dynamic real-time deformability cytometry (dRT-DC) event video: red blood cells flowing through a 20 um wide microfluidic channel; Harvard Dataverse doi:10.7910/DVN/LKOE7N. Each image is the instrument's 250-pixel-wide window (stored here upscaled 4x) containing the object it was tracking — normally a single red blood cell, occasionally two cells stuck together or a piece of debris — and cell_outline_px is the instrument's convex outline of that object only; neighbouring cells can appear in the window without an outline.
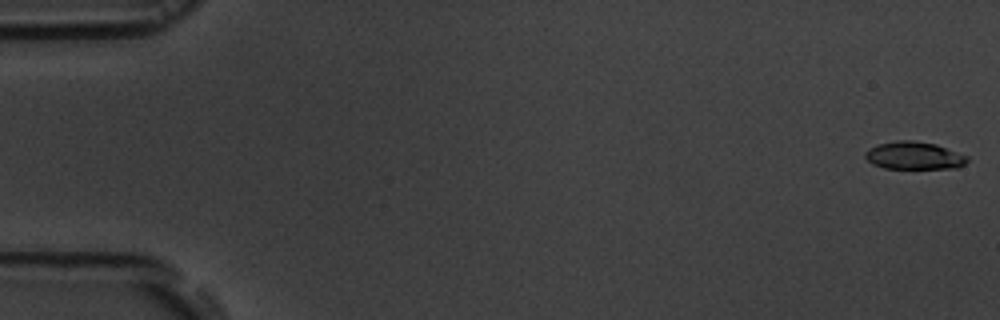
{"species": "common noctule bat (a hibernating species)", "species_latin": "Nyctalus noctula", "temperature_condition": "room temperature", "stored_images_in_passage": 55, "camera_frame_rate_fps": 3000, "um_per_image_px": 0.085, "animal": {"sex": "male", "body_mass_g": 19.5, "forearm_length_mm": 54.6}, "frame": {"image": 1, "passage_image": 1, "time_ms": 0.0, "image_size_px": [1000, 320], "cell_outline_px": [[968, 160], [964, 164], [956, 168], [884, 168], [872, 164], [864, 156], [864, 152], [876, 144], [896, 140], [912, 140], [936, 144], [968, 156]], "centroid_in_image_um": [77.67, 13.21], "position_along_channel_um": 7.3, "area_um2": 16.47}}
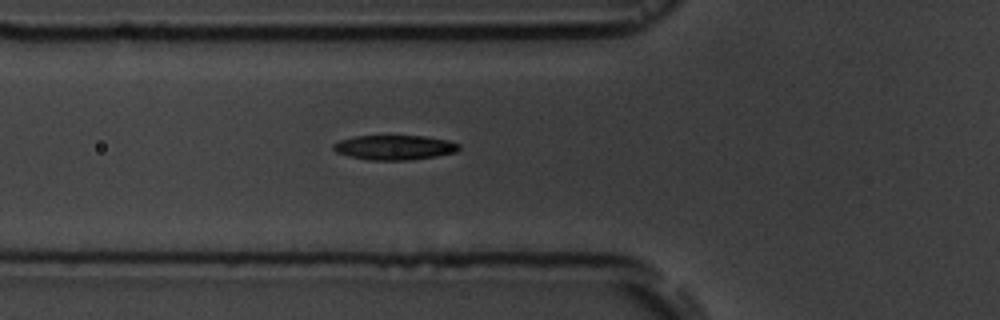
{"frame": {"image": 2, "passage_image": 20, "time_ms": 6.333, "image_size_px": [1000, 320], "cell_outline_px": [[460, 148], [456, 152], [436, 156], [412, 160], [368, 160], [348, 156], [336, 152], [332, 148], [332, 144], [340, 140], [356, 136], [424, 136], [448, 140], [460, 144]], "centroid_in_image_um": [33.53, 12.54], "position_along_channel_um": 92.3, "area_um2": 18.15}}
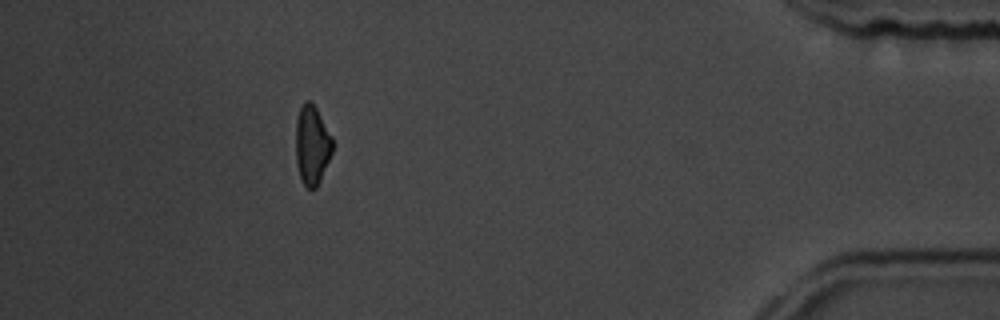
{"frame": {"image": 3, "passage_image": 50, "time_ms": 16.333, "image_size_px": [1000, 320], "cell_outline_px": [[332, 152], [320, 180], [316, 188], [308, 188], [304, 184], [300, 176], [296, 164], [296, 120], [300, 108], [304, 100], [308, 100], [316, 108], [332, 136]], "centroid_in_image_um": [26.51, 12.31], "position_along_channel_um": 408.7, "area_um2": 16.76}, "authors_computed_cell_mechanics": {"area_um2": 18.0336, "velocity_mm_per_s": 3.6973, "shape_relaxation_time_tau1_ms": 3.9459, "shape_relaxation_time_tau2_ms": 6.3131, "deformation_change_tau1": 0.1403, "deformation_change_tau2": 0.1217}}